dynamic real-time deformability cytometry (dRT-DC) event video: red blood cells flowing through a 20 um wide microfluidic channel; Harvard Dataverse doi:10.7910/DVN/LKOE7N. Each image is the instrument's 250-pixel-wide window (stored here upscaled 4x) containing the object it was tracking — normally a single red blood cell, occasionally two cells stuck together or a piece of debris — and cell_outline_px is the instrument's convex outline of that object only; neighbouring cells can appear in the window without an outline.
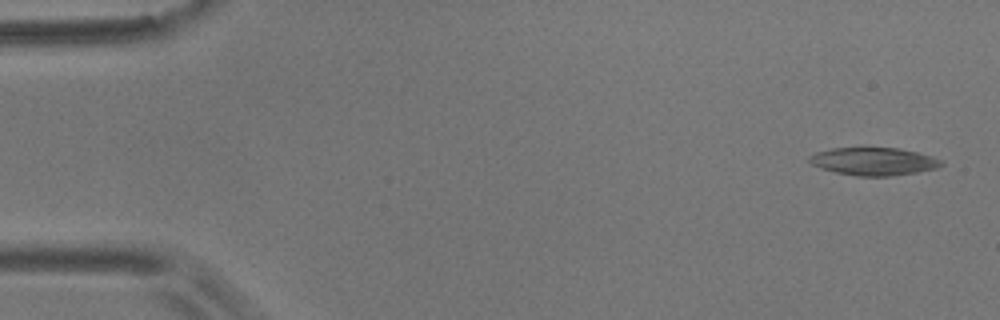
{"species": "common noctule bat (a hibernating species)", "species_latin": "Nyctalus noctula", "temperature_condition": "room temperature", "stored_images_in_passage": 5, "camera_frame_rate_fps": 3000, "um_per_image_px": 0.085, "animal": {"sex": "male", "body_mass_g": 17.9}, "frame": {"image": 1, "passage_image": 1, "time_ms": 0.0, "image_size_px": [1000, 320], "cell_outline_px": [[944, 164], [936, 168], [916, 172], [888, 176], [856, 176], [836, 172], [820, 168], [812, 164], [808, 160], [808, 156], [816, 152], [832, 148], [900, 148], [932, 156], [940, 160]], "centroid_in_image_um": [74.23, 13.71], "position_along_channel_um": 10.8, "area_um2": 21.21}}
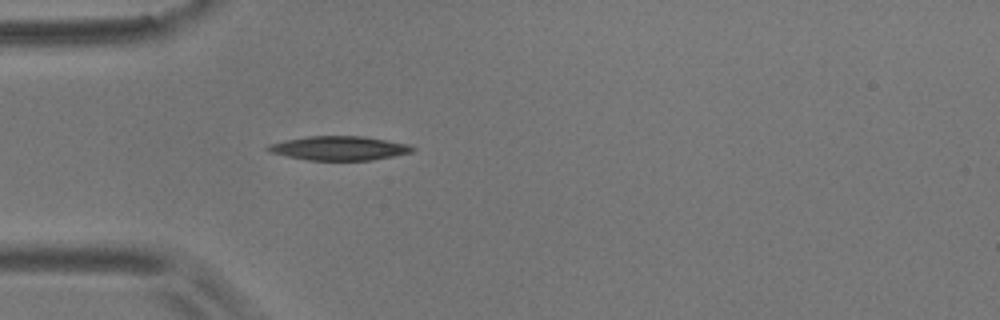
{"frame": {"image": 2, "passage_image": 5, "time_ms": 1.333, "image_size_px": [1000, 320], "cell_outline_px": [[416, 148], [412, 152], [372, 160], [308, 160], [268, 152], [264, 148], [268, 144], [284, 140], [308, 136], [364, 136], [408, 144]], "centroid_in_image_um": [28.79, 12.59], "position_along_channel_um": 56.2, "area_um2": 20.29}}